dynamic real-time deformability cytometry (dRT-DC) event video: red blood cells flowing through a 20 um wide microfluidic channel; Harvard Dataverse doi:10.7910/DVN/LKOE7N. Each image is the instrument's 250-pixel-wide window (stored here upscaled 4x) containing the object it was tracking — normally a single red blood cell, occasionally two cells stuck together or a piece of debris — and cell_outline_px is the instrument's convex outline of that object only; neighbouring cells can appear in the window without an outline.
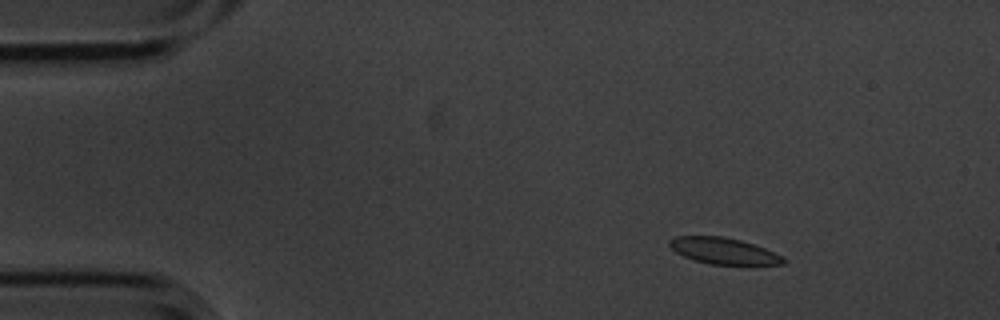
{"species": "common noctule bat (a hibernating species)", "species_latin": "Nyctalus noctula", "temperature_condition": "cold", "stored_images_in_passage": 13, "camera_frame_rate_fps": 3000, "um_per_image_px": 0.085, "animal": {"sex": "male", "body_mass_g": 20.1, "forearm_length_mm": 53.5}, "frame": {"image": 1, "passage_image": 2, "time_ms": 0.333, "image_size_px": [1000, 320], "cell_outline_px": [[784, 264], [712, 264], [692, 260], [676, 252], [668, 244], [668, 240], [676, 236], [724, 236], [740, 240], [764, 248], [784, 256]], "centroid_in_image_um": [61.47, 21.32], "position_along_channel_um": 23.5, "area_um2": 17.28}}
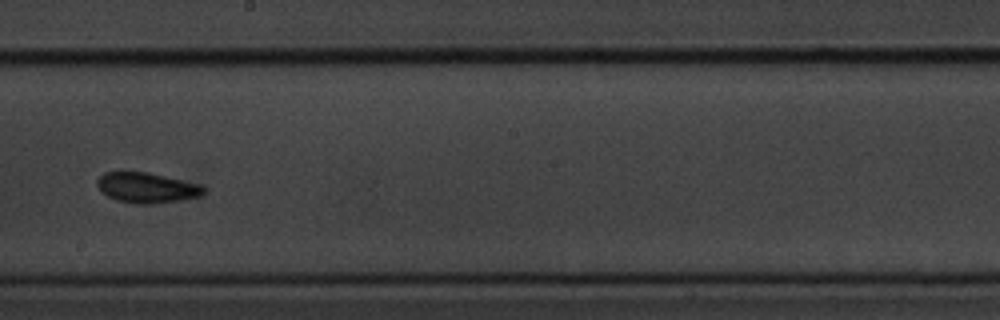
{"frame": {"image": 2, "passage_image": 8, "time_ms": 2.333, "image_size_px": [1000, 320], "cell_outline_px": [[204, 192], [200, 196], [180, 200], [152, 204], [136, 204], [116, 200], [108, 196], [96, 184], [96, 180], [104, 172], [120, 168], [148, 172], [204, 184]], "centroid_in_image_um": [12.45, 15.9], "position_along_channel_um": 235.8, "area_um2": 19.54}}
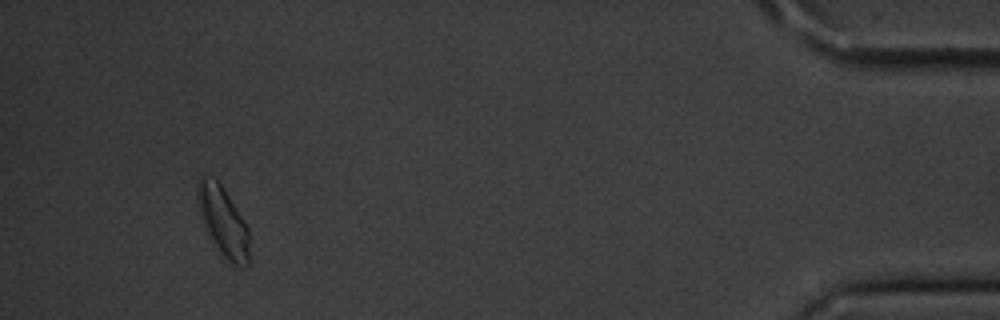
{"frame": {"image": 3, "passage_image": 13, "time_ms": 4.0, "image_size_px": [1000, 320], "cell_outline_px": [[248, 264], [244, 268], [232, 268], [220, 256], [208, 240], [200, 220], [196, 200], [196, 184], [200, 176], [204, 176], [216, 180], [220, 184], [244, 220], [248, 228]], "centroid_in_image_um": [18.9, 18.94], "position_along_channel_um": 416.3, "area_um2": 22.02}}